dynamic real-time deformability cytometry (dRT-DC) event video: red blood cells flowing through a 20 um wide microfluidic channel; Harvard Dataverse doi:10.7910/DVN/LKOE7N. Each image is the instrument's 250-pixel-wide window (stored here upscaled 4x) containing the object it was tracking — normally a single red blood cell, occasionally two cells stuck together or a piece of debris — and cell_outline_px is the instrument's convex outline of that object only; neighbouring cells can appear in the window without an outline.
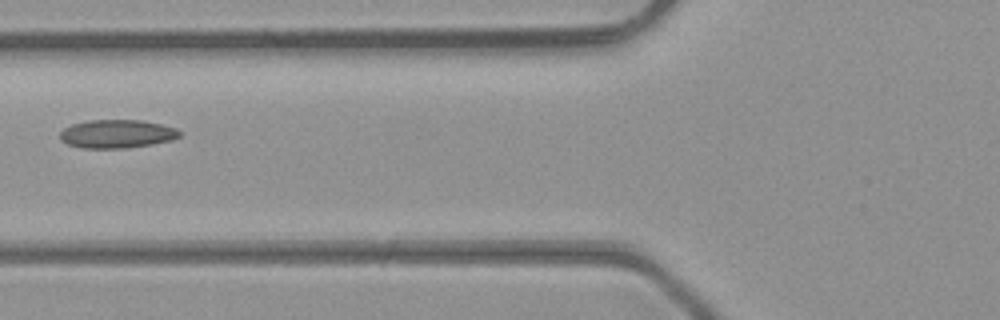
{"species": "common noctule bat (a hibernating species)", "species_latin": "Nyctalus noctula", "temperature_condition": "room temperature", "stored_images_in_passage": 6, "camera_frame_rate_fps": 3000, "um_per_image_px": 0.085, "animal": {"sex": "male", "body_mass_g": 23.1, "forearm_length_mm": 52.7}, "frame": {"image": 1, "passage_image": 6, "time_ms": 1.667, "image_size_px": [1000, 320], "cell_outline_px": [[180, 136], [172, 140], [152, 144], [124, 148], [80, 148], [68, 144], [60, 140], [60, 132], [64, 128], [72, 124], [88, 120], [140, 120], [160, 124], [176, 128], [180, 132]], "centroid_in_image_um": [9.91, 11.38], "position_along_channel_um": 115.9, "area_um2": 19.77}}